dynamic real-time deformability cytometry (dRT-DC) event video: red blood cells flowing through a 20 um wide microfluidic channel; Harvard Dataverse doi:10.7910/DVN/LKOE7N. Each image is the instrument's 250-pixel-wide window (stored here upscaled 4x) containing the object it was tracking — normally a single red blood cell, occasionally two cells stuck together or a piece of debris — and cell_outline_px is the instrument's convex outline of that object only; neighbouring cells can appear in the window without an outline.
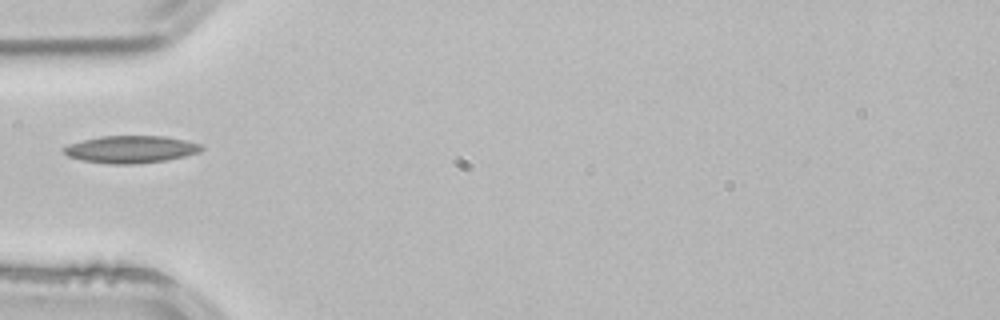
{"species": "common noctule bat (a hibernating species)", "species_latin": "Nyctalus noctula", "temperature_condition": "room temperature", "stored_images_in_passage": 2, "camera_frame_rate_fps": 3000, "um_per_image_px": 0.085, "animal": {"sex": "male", "body_mass_g": 21.5, "forearm_length_mm": 52.0}, "frame": {"image": 1, "passage_image": 2, "time_ms": 0.333, "image_size_px": [1000, 320], "cell_outline_px": [[204, 148], [196, 152], [184, 156], [164, 160], [136, 164], [112, 164], [84, 160], [68, 156], [64, 152], [64, 148], [68, 144], [100, 136], [164, 136], [184, 140], [200, 144]], "centroid_in_image_um": [11.11, 12.69], "position_along_channel_um": 73.9, "area_um2": 21.5}}